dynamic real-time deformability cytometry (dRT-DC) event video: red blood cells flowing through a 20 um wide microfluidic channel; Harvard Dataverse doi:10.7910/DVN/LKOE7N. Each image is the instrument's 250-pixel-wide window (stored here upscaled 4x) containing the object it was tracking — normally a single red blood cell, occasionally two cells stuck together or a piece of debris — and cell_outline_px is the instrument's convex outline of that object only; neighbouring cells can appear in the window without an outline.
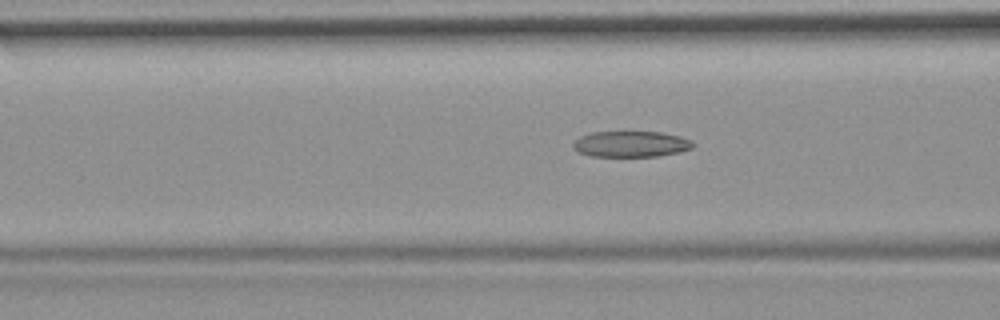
{"species": "common noctule bat (a hibernating species)", "species_latin": "Nyctalus noctula", "temperature_condition": "room temperature", "stored_images_in_passage": 46, "camera_frame_rate_fps": 3000, "um_per_image_px": 0.085, "animal": {"sex": "female", "body_mass_g": 19.9}, "frame": {"image": 1, "passage_image": 14, "time_ms": 4.333, "image_size_px": [1000, 320], "cell_outline_px": [[696, 144], [692, 148], [680, 152], [660, 156], [588, 156], [572, 148], [572, 144], [580, 136], [592, 132], [660, 132], [680, 136], [692, 140]], "centroid_in_image_um": [53.66, 12.25], "position_along_channel_um": 112.9, "area_um2": 18.21}}
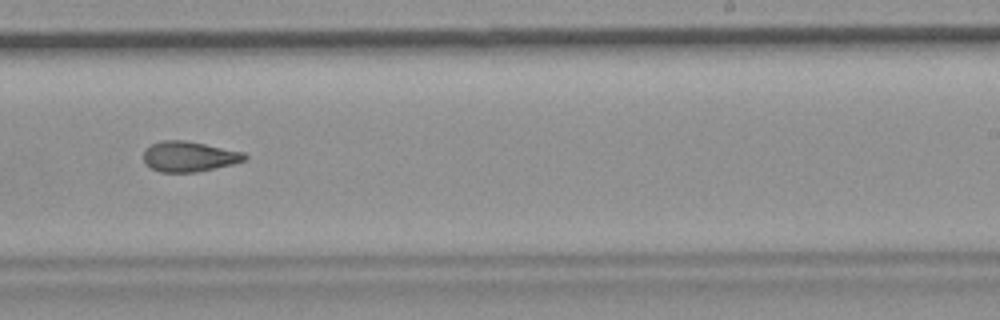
{"frame": {"image": 2, "passage_image": 27, "time_ms": 8.667, "image_size_px": [1000, 320], "cell_outline_px": [[248, 160], [232, 164], [196, 172], [160, 172], [152, 168], [144, 160], [144, 148], [160, 140], [184, 140], [244, 152], [248, 156]], "centroid_in_image_um": [16.08, 13.3], "position_along_channel_um": 272.9, "area_um2": 17.8}, "authors_computed_cell_mechanics": {"area_um2": 18.5249, "velocity_mm_per_s": 3.7003, "shape_relaxation_time_tau1_ms": null, "shape_relaxation_time_tau2_ms": 3.4556, "deformation_change_tau1": null, "deformation_change_tau2": 0.1132}}